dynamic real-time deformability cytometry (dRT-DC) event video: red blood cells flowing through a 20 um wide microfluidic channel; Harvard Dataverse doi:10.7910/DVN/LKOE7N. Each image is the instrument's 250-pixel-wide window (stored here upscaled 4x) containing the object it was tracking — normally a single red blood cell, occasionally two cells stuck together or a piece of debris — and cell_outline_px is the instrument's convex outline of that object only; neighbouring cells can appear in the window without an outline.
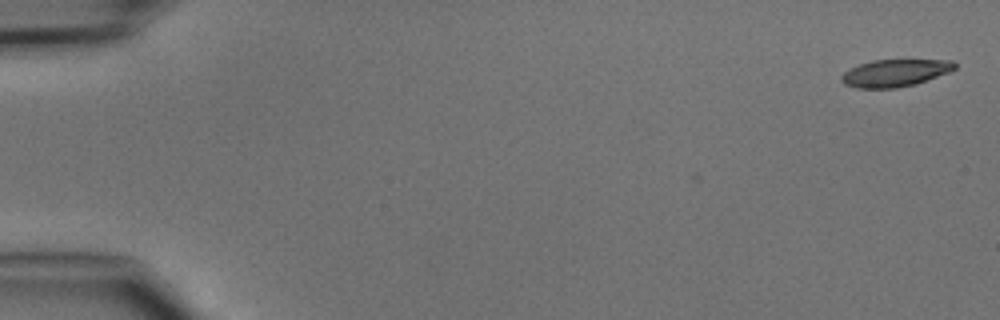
{"species": "common noctule bat (a hibernating species)", "species_latin": "Nyctalus noctula", "temperature_condition": "cold", "stored_images_in_passage": 47, "camera_frame_rate_fps": 3000, "um_per_image_px": 0.085, "animal": {"sex": "male", "body_mass_g": 15.6}, "frame": {"image": 1, "passage_image": 1, "time_ms": 0.0, "image_size_px": [1000, 320], "cell_outline_px": [[956, 68], [948, 72], [916, 84], [896, 88], [856, 88], [844, 84], [840, 80], [840, 76], [844, 72], [860, 64], [872, 60], [952, 60], [956, 64]], "centroid_in_image_um": [76.05, 6.21], "position_along_channel_um": 8.9, "area_um2": 17.92}}
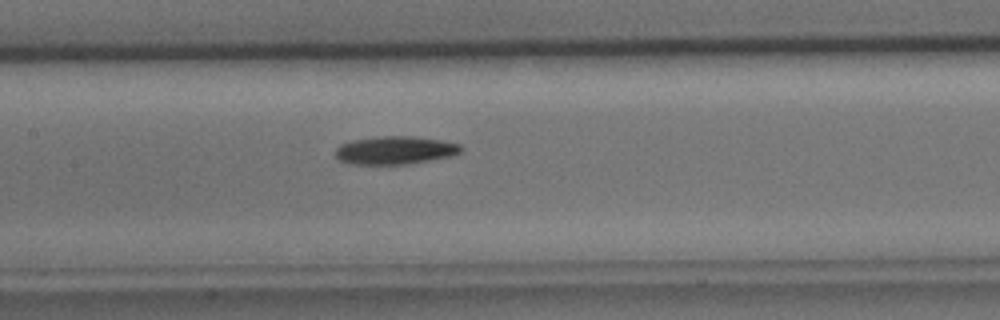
{"frame": {"image": 2, "passage_image": 23, "time_ms": 7.333, "image_size_px": [1000, 320], "cell_outline_px": [[464, 148], [460, 152], [452, 156], [408, 164], [348, 164], [340, 160], [336, 156], [336, 148], [340, 144], [352, 140], [380, 136], [412, 136], [440, 140], [460, 144]], "centroid_in_image_um": [33.59, 12.77], "position_along_channel_um": 173.8, "area_um2": 20.58}}
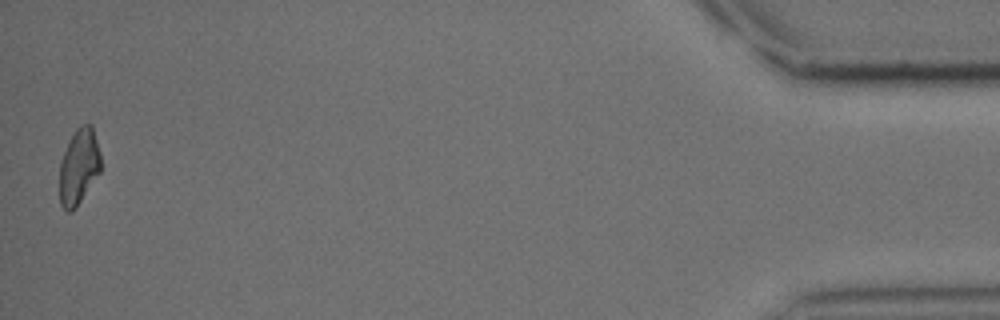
{"frame": {"image": 3, "passage_image": 47, "time_ms": 15.333, "image_size_px": [1000, 320], "cell_outline_px": [[100, 172], [76, 208], [72, 212], [68, 212], [60, 204], [60, 160], [76, 128], [84, 124], [92, 124], [100, 152]], "centroid_in_image_um": [6.71, 14.18], "position_along_channel_um": 428.5, "area_um2": 18.09}}